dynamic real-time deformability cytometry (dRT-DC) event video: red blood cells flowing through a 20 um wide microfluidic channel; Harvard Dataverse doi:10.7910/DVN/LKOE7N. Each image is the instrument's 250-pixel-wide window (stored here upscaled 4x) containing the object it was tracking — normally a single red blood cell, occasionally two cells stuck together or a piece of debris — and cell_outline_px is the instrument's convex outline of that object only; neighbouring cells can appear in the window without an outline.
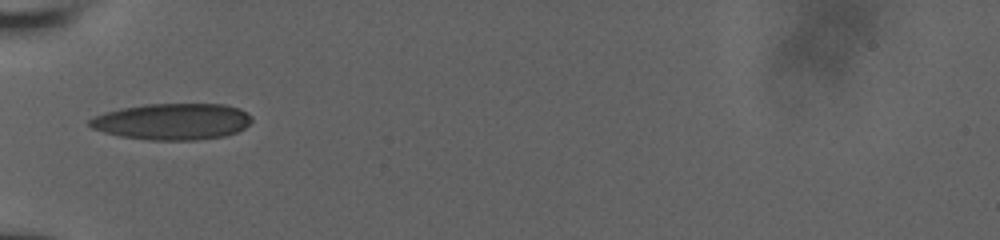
{"species": "human", "species_latin": "Homo sapiens", "temperature_condition": "room temperature", "stored_images_in_passage": 5, "camera_frame_rate_fps": 3000, "um_per_image_px": 0.085, "donor": {"sex": "male"}, "frame": {"image": 1, "passage_image": 1, "time_ms": 0.0, "image_size_px": [1000, 240], "cell_outline_px": [[252, 120], [244, 128], [236, 132], [224, 136], [196, 140], [152, 140], [120, 136], [104, 132], [92, 128], [88, 124], [88, 120], [104, 112], [120, 108], [144, 104], [224, 104], [240, 108], [252, 116]], "centroid_in_image_um": [14.65, 10.32], "position_along_channel_um": 70.3, "area_um2": 34.45}}
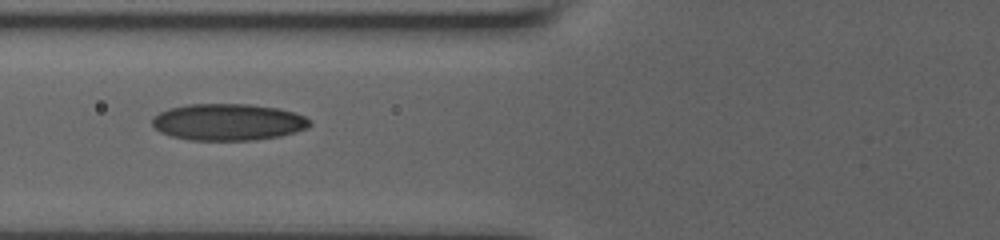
{"frame": {"image": 2, "passage_image": 4, "time_ms": 1.0, "image_size_px": [1000, 240], "cell_outline_px": [[312, 124], [308, 128], [296, 132], [280, 136], [256, 140], [188, 140], [172, 136], [160, 132], [152, 124], [152, 116], [168, 108], [188, 104], [248, 104], [276, 108], [292, 112], [304, 116]], "centroid_in_image_um": [19.37, 10.38], "position_along_channel_um": 106.4, "area_um2": 33.76}}